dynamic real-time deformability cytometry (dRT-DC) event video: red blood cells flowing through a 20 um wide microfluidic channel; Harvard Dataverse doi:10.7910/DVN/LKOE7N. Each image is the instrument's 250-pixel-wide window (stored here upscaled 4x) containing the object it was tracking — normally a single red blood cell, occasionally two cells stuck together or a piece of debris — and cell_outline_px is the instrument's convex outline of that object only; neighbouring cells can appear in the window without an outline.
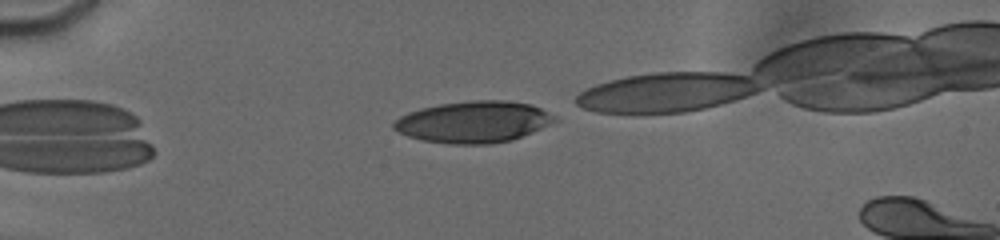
{"species": "human", "species_latin": "Homo sapiens", "temperature_condition": "cold", "stored_images_in_passage": 8, "camera_frame_rate_fps": 3000, "um_per_image_px": 0.085, "donor": {"sex": "male"}, "frame": {"image": 1, "passage_image": 8, "time_ms": 6.667, "image_size_px": [1000, 240], "cell_outline_px": [[560, 120], [512, 140], [492, 144], [448, 144], [420, 140], [408, 136], [392, 128], [392, 124], [400, 116], [408, 112], [440, 104], [472, 100], [504, 100], [528, 104], [540, 108], [556, 116]], "centroid_in_image_um": [40.25, 10.37], "position_along_channel_um": 44.7, "area_um2": 38.9}}